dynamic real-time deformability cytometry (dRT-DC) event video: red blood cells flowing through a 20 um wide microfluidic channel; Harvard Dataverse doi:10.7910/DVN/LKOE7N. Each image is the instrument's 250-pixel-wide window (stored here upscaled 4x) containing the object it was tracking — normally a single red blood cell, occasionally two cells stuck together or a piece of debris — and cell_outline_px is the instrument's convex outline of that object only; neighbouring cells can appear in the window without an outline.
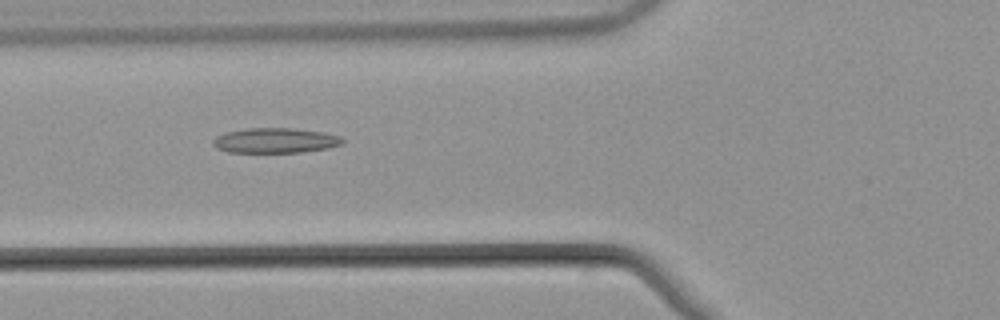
{"species": "common noctule bat (a hibernating species)", "species_latin": "Nyctalus noctula", "temperature_condition": "warm", "stored_images_in_passage": 54, "camera_frame_rate_fps": 3000, "um_per_image_px": 0.085, "animal": {"sex": "male", "body_mass_g": 21.5, "forearm_length_mm": 52.0}, "frame": {"image": 1, "passage_image": 21, "time_ms": 6.667, "image_size_px": [1000, 320], "cell_outline_px": [[344, 144], [328, 148], [300, 152], [228, 152], [216, 148], [212, 144], [212, 140], [216, 136], [228, 132], [244, 128], [292, 128], [324, 132], [340, 136], [344, 140]], "centroid_in_image_um": [23.4, 11.94], "position_along_channel_um": 102.4, "area_um2": 18.96}}
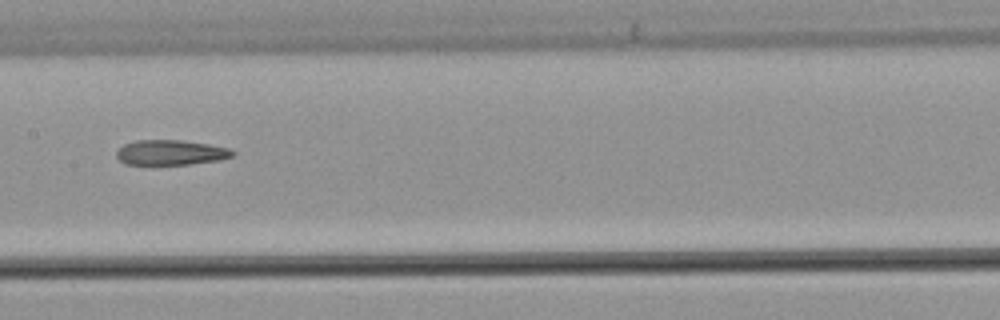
{"frame": {"image": 2, "passage_image": 28, "time_ms": 9.0, "image_size_px": [1000, 320], "cell_outline_px": [[236, 156], [220, 160], [188, 164], [124, 164], [116, 156], [116, 152], [124, 144], [136, 140], [180, 140], [208, 144], [228, 148], [236, 152]], "centroid_in_image_um": [14.54, 12.96], "position_along_channel_um": 192.9, "area_um2": 16.94}}
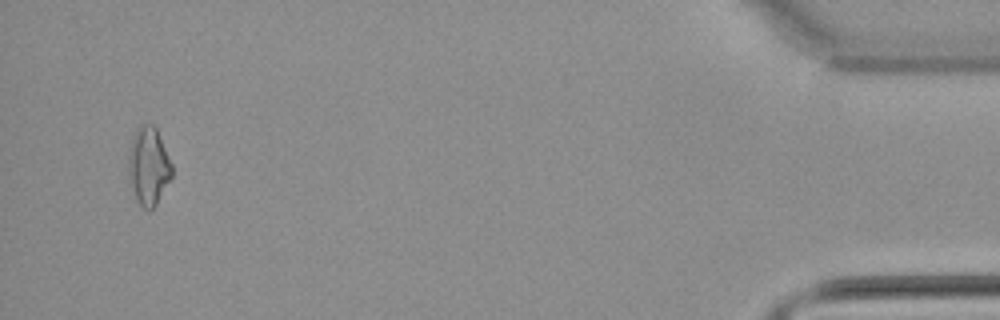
{"frame": {"image": 3, "passage_image": 52, "time_ms": 17.0, "image_size_px": [1000, 320], "cell_outline_px": [[172, 176], [156, 204], [152, 208], [144, 208], [136, 200], [128, 172], [128, 156], [132, 136], [136, 128], [140, 124], [152, 124], [156, 128], [172, 164]], "centroid_in_image_um": [12.61, 14.07], "position_along_channel_um": 422.6, "area_um2": 19.54}, "authors_computed_cell_mechanics": {"area_um2": 18.4382, "velocity_mm_per_s": 3.8657, "shape_relaxation_time_tau1_ms": null, "shape_relaxation_time_tau2_ms": 6.7557, "deformation_change_tau1": null, "deformation_change_tau2": 0.1932}}